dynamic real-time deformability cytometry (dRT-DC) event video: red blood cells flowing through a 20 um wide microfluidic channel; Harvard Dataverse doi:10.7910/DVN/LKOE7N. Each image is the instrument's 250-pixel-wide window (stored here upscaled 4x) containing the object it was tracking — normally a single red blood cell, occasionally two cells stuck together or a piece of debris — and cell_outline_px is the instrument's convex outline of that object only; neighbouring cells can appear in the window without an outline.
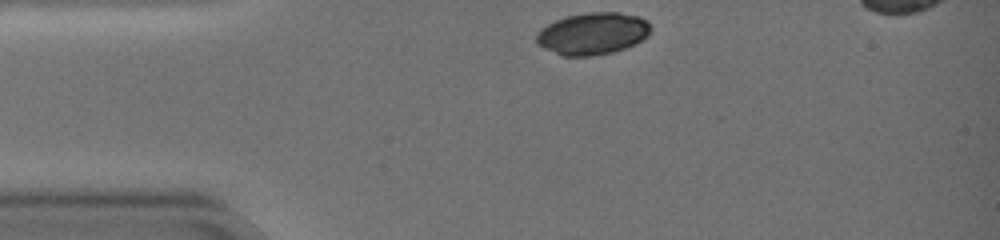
{"species": "common noctule bat (a hibernating species)", "species_latin": "Nyctalus noctula", "temperature_condition": "warm", "stored_images_in_passage": 37, "camera_frame_rate_fps": 3000, "um_per_image_px": 0.085, "animal": {"sex": "female", "body_mass_g": 19.0, "forearm_length_mm": 51.5}, "frame": {"image": 1, "passage_image": 1, "time_ms": 0.0, "image_size_px": [1000, 240], "cell_outline_px": [[652, 28], [648, 36], [624, 48], [612, 52], [588, 56], [564, 56], [540, 44], [536, 40], [536, 36], [548, 24], [564, 16], [592, 12], [616, 12], [636, 16], [648, 20]], "centroid_in_image_um": [50.43, 2.83], "position_along_channel_um": 34.6, "area_um2": 27.4}}
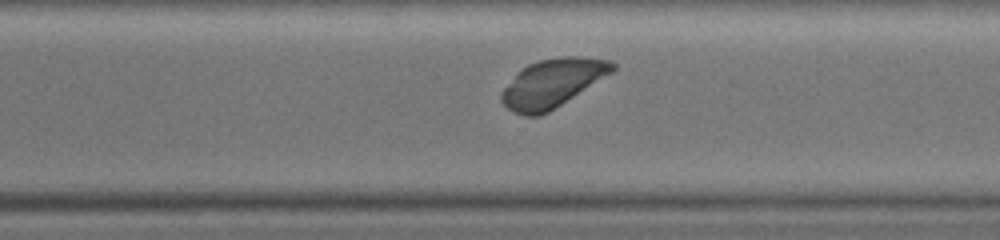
{"frame": {"image": 2, "passage_image": 29, "time_ms": 9.333, "image_size_px": [1000, 240], "cell_outline_px": [[616, 68], [612, 72], [548, 112], [540, 116], [524, 116], [512, 112], [500, 100], [500, 92], [516, 72], [528, 64], [540, 60], [560, 56], [584, 56], [612, 60], [616, 64]], "centroid_in_image_um": [46.93, 7.05], "position_along_channel_um": 323.7, "area_um2": 31.27}}
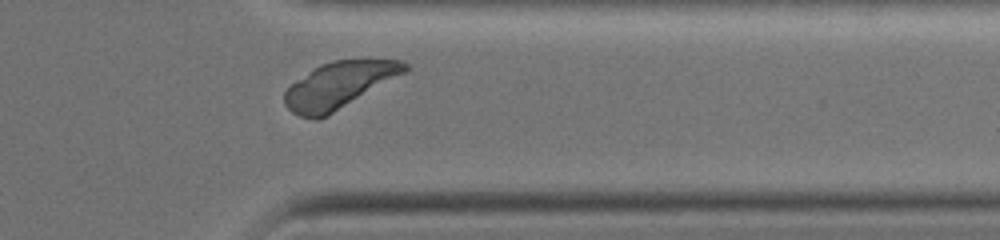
{"frame": {"image": 3, "passage_image": 34, "time_ms": 11.0, "image_size_px": [1000, 240], "cell_outline_px": [[408, 68], [404, 72], [328, 116], [316, 120], [300, 116], [292, 112], [284, 104], [284, 92], [296, 80], [320, 64], [332, 60], [400, 60], [408, 64]], "centroid_in_image_um": [28.76, 7.25], "position_along_channel_um": 382.6, "area_um2": 31.96}}